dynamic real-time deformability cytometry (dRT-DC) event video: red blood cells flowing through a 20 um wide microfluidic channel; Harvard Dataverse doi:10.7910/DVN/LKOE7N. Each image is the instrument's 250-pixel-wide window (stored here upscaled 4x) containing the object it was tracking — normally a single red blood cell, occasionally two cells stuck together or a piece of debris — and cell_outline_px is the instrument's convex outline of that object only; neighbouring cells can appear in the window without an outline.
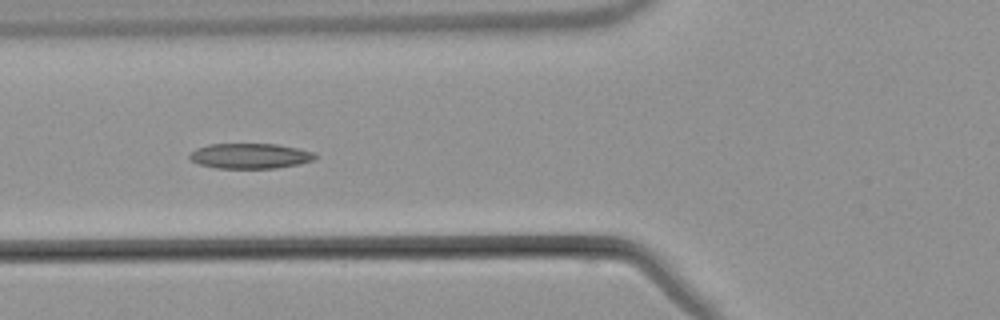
{"species": "common noctule bat (a hibernating species)", "species_latin": "Nyctalus noctula", "temperature_condition": "warm", "stored_images_in_passage": 6, "camera_frame_rate_fps": 3000, "um_per_image_px": 0.085, "animal": {"sex": "male", "body_mass_g": 21.5, "forearm_length_mm": 52.0}, "frame": {"image": 1, "passage_image": 5, "time_ms": 5.667, "image_size_px": [1000, 320], "cell_outline_px": [[320, 156], [312, 160], [300, 164], [276, 168], [216, 168], [200, 164], [192, 160], [188, 156], [196, 148], [208, 144], [276, 144], [316, 152]], "centroid_in_image_um": [21.3, 13.25], "position_along_channel_um": 104.5, "area_um2": 18.5}}
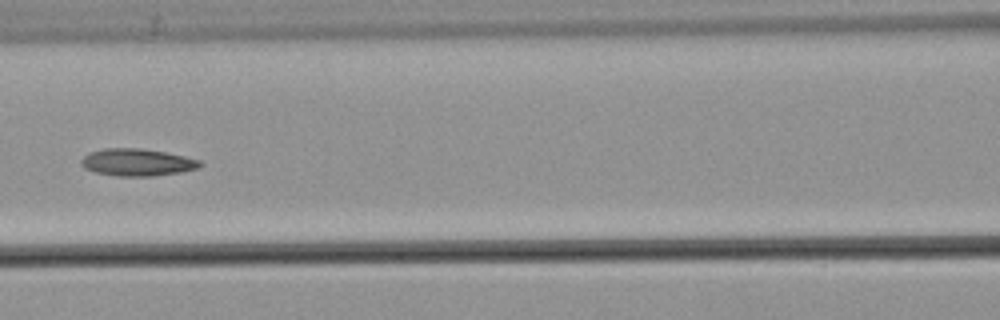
{"frame": {"image": 2, "passage_image": 6, "time_ms": 7.0, "image_size_px": [1000, 320], "cell_outline_px": [[204, 164], [196, 168], [180, 172], [152, 176], [120, 176], [96, 172], [84, 168], [80, 164], [80, 160], [84, 156], [92, 152], [104, 148], [140, 148], [164, 152], [184, 156], [200, 160]], "centroid_in_image_um": [11.65, 13.79], "position_along_channel_um": 154.9, "area_um2": 18.67}}